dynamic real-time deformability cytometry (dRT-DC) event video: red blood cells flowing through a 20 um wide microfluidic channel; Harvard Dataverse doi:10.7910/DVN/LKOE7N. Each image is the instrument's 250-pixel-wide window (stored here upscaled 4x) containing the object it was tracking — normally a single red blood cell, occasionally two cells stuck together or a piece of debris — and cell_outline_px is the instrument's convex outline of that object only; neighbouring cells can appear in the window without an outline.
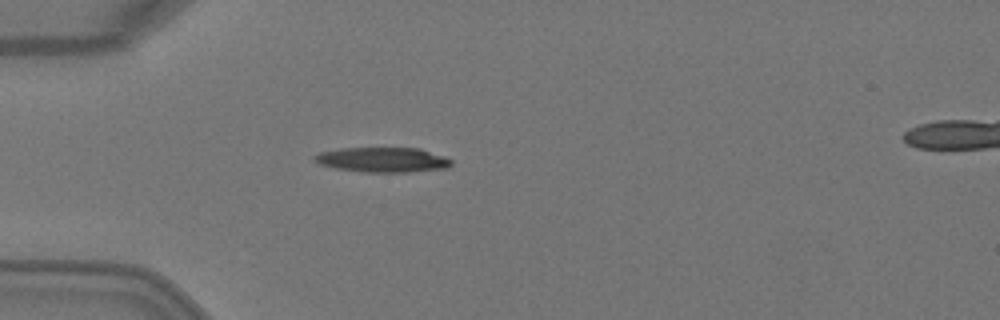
{"species": "Egyptian fruit bat (a non-hibernating species)", "species_latin": "Rousettus aegyptiacus", "temperature_condition": "warm", "stored_images_in_passage": 3, "camera_frame_rate_fps": 3000, "um_per_image_px": 0.085, "animal": {"sex": "female"}, "frame": {"image": 1, "passage_image": 3, "time_ms": 0.667, "image_size_px": [1000, 320], "cell_outline_px": [[452, 164], [448, 168], [408, 172], [364, 172], [336, 168], [320, 164], [312, 160], [312, 156], [320, 152], [340, 148], [420, 148], [444, 156], [452, 160]], "centroid_in_image_um": [32.52, 13.58], "position_along_channel_um": 52.5, "area_um2": 19.94}}